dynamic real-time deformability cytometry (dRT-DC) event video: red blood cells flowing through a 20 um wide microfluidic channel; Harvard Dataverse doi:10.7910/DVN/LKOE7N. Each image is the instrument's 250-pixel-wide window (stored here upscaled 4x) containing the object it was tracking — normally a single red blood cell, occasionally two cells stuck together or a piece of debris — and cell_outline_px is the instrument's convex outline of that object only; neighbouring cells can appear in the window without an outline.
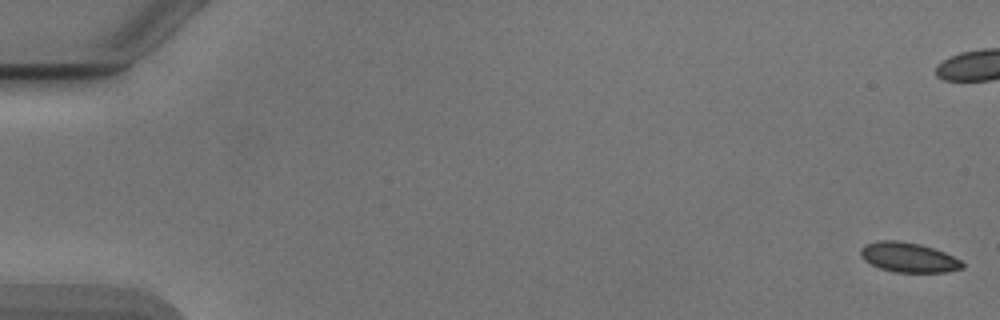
{"species": "Egyptian fruit bat (a non-hibernating species)", "species_latin": "Rousettus aegyptiacus", "temperature_condition": "cold", "stored_images_in_passage": 9, "camera_frame_rate_fps": 3000, "um_per_image_px": 0.085, "animal": {"sex": "male"}, "frame": {"image": 1, "passage_image": 1, "time_ms": 0.0, "image_size_px": [1000, 320], "cell_outline_px": [[964, 268], [948, 272], [892, 272], [880, 268], [864, 260], [860, 256], [860, 248], [864, 244], [880, 240], [896, 240], [920, 244], [944, 252], [960, 260], [964, 264]], "centroid_in_image_um": [77.2, 21.88], "position_along_channel_um": 7.8, "area_um2": 17.69}}